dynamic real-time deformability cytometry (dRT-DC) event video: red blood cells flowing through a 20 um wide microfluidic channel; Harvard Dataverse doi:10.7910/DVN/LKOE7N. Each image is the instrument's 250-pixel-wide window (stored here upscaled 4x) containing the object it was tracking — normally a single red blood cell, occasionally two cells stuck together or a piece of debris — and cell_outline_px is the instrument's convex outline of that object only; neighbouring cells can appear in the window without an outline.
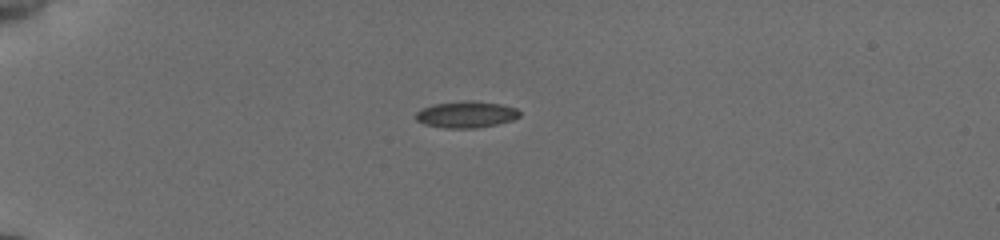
{"species": "common noctule bat (a hibernating species)", "species_latin": "Nyctalus noctula", "temperature_condition": "cold", "stored_images_in_passage": 40, "camera_frame_rate_fps": 3000, "um_per_image_px": 0.085, "animal": {"sex": "female", "body_mass_g": 19.5, "forearm_length_mm": 54.1}, "frame": {"image": 1, "passage_image": 1, "time_ms": 0.0, "image_size_px": [1000, 240], "cell_outline_px": [[520, 116], [512, 120], [496, 124], [476, 128], [444, 128], [424, 124], [416, 120], [416, 112], [432, 104], [460, 100], [472, 100], [500, 104], [516, 108], [520, 112]], "centroid_in_image_um": [39.61, 9.72], "position_along_channel_um": 45.4, "area_um2": 16.13}}
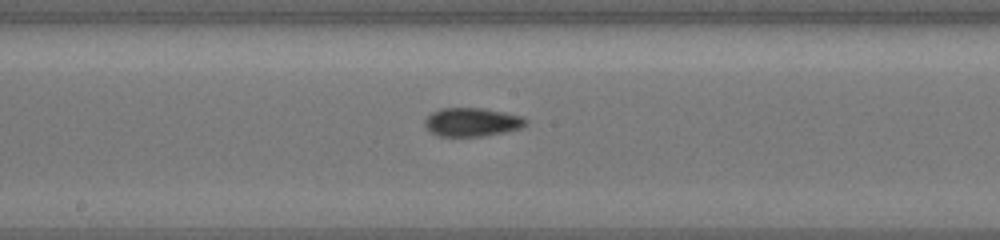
{"frame": {"image": 2, "passage_image": 17, "time_ms": 5.333, "image_size_px": [1000, 240], "cell_outline_px": [[528, 124], [520, 128], [504, 132], [480, 136], [436, 136], [424, 124], [424, 120], [432, 112], [440, 108], [484, 108], [520, 116], [528, 120]], "centroid_in_image_um": [40.11, 10.37], "position_along_channel_um": 208.1, "area_um2": 16.7}}
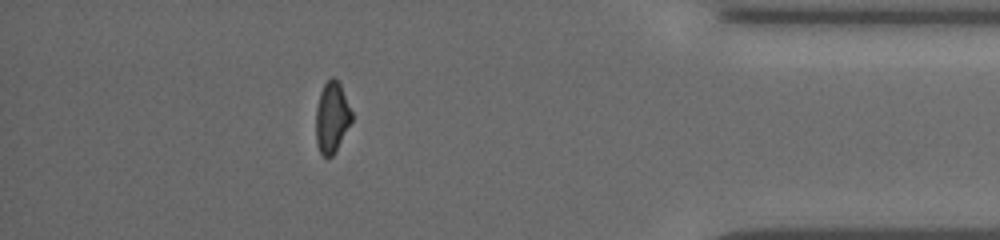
{"frame": {"image": 3, "passage_image": 35, "time_ms": 11.333, "image_size_px": [1000, 240], "cell_outline_px": [[352, 120], [336, 152], [332, 156], [324, 156], [320, 152], [316, 144], [316, 108], [320, 92], [324, 84], [332, 76], [340, 84], [352, 112]], "centroid_in_image_um": [28.2, 10.0], "position_along_channel_um": 407.0, "area_um2": 14.74}, "authors_computed_cell_mechanics": {"area_um2": 15.6927, "velocity_mm_per_s": 3.8354, "shape_relaxation_time_tau1_ms": 9.0545, "shape_relaxation_time_tau2_ms": 2.8899, "deformation_change_tau1": 0.1651, "deformation_change_tau2": 0.0699}}